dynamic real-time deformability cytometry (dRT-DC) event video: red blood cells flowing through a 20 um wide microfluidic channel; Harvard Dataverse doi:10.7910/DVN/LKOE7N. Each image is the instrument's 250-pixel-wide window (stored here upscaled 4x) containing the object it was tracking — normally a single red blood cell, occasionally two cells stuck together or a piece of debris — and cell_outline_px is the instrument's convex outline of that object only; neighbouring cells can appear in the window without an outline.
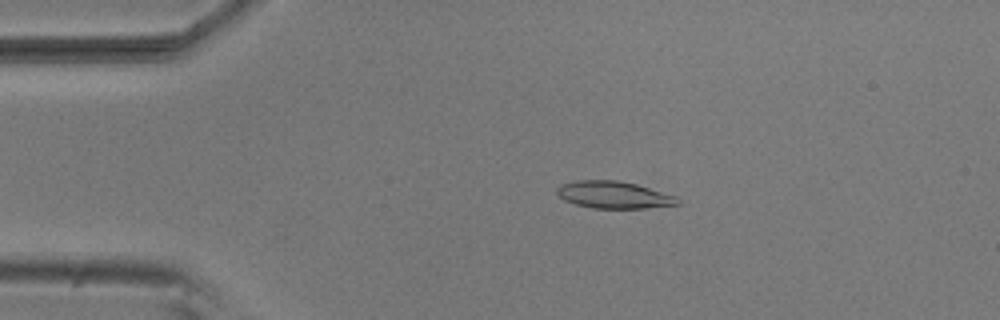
{"species": "common noctule bat (a hibernating species)", "species_latin": "Nyctalus noctula", "temperature_condition": "room temperature", "stored_images_in_passage": 52, "camera_frame_rate_fps": 3000, "um_per_image_px": 0.085, "animal": {"sex": "male", "body_mass_g": 20.5, "forearm_length_mm": 52.5}, "frame": {"image": 1, "passage_image": 10, "time_ms": 3.0, "image_size_px": [1000, 320], "cell_outline_px": [[680, 204], [644, 208], [592, 208], [576, 204], [564, 200], [556, 192], [556, 188], [560, 184], [576, 180], [616, 180], [636, 184], [676, 196], [680, 200]], "centroid_in_image_um": [52.15, 16.56], "position_along_channel_um": 32.8, "area_um2": 19.02}}
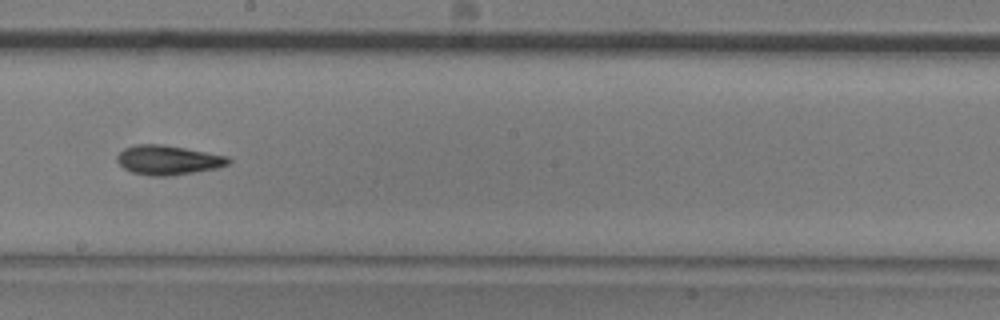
{"frame": {"image": 2, "passage_image": 29, "time_ms": 9.333, "image_size_px": [1000, 320], "cell_outline_px": [[232, 160], [228, 164], [216, 168], [172, 176], [148, 176], [132, 172], [124, 168], [116, 160], [116, 156], [124, 148], [136, 144], [164, 144], [228, 156]], "centroid_in_image_um": [14.27, 13.6], "position_along_channel_um": 233.9, "area_um2": 19.19}}
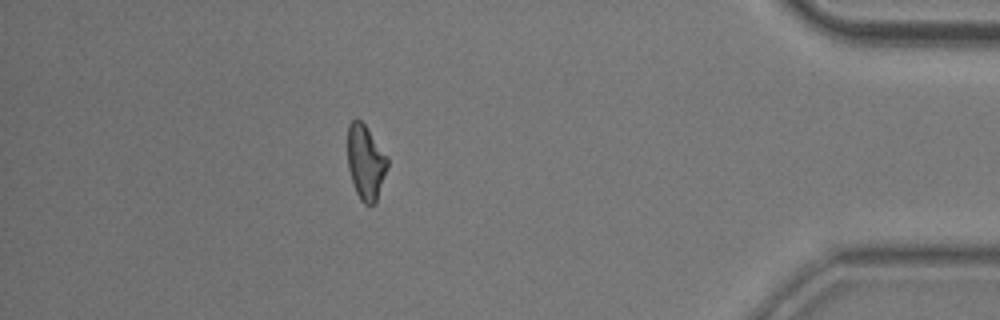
{"frame": {"image": 3, "passage_image": 46, "time_ms": 15.0, "image_size_px": [1000, 320], "cell_outline_px": [[388, 168], [376, 200], [372, 204], [364, 204], [360, 200], [356, 192], [348, 168], [348, 124], [352, 120], [360, 120], [364, 124], [388, 156]], "centroid_in_image_um": [31.09, 13.78], "position_along_channel_um": 404.1, "area_um2": 17.22}, "authors_computed_cell_mechanics": {"area_um2": 18.4671, "velocity_mm_per_s": 3.8271, "shape_relaxation_time_tau1_ms": 4.6219, "shape_relaxation_time_tau2_ms": 6.006, "deformation_change_tau1": 0.1464, "deformation_change_tau2": 0.1511}}